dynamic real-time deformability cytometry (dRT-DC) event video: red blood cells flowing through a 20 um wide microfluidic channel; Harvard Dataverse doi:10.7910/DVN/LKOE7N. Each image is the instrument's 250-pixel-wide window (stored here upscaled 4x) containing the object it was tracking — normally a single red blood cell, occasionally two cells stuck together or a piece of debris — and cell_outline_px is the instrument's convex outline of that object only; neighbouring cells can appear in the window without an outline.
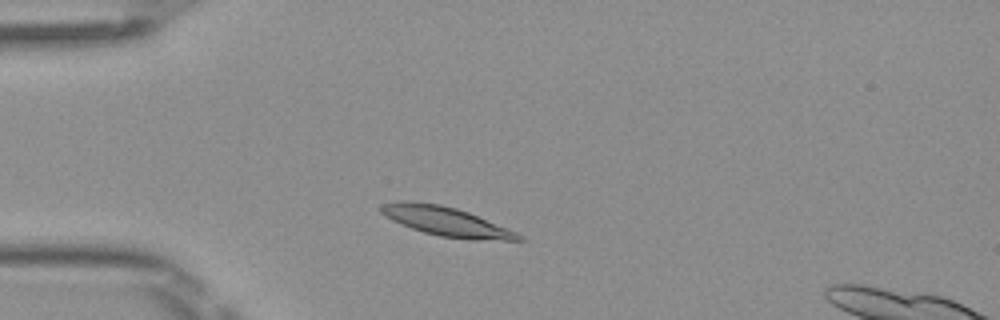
{"species": "Egyptian fruit bat (a non-hibernating species)", "species_latin": "Rousettus aegyptiacus", "temperature_condition": "room temperature", "stored_images_in_passage": 2, "camera_frame_rate_fps": 3000, "um_per_image_px": 0.085, "frame": {"image": 1, "passage_image": 2, "time_ms": 0.333, "image_size_px": [1000, 320], "cell_outline_px": [[524, 240], [472, 240], [440, 236], [424, 232], [400, 224], [392, 220], [380, 212], [380, 208], [384, 204], [404, 200], [440, 204], [456, 208], [468, 212], [516, 232]], "centroid_in_image_um": [37.9, 18.82], "position_along_channel_um": 47.1, "area_um2": 23.0}}